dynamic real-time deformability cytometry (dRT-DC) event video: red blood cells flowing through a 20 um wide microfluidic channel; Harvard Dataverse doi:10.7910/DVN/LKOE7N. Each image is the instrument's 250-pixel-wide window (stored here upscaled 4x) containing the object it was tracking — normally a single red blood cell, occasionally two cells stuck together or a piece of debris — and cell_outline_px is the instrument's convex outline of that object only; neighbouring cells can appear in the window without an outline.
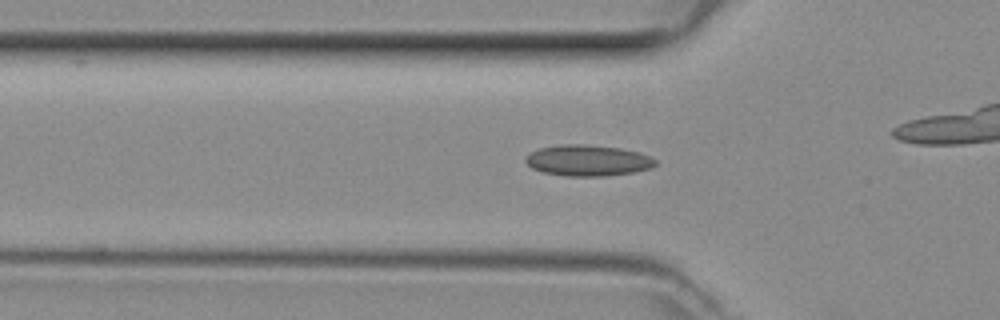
{"species": "common noctule bat (a hibernating species)", "species_latin": "Nyctalus noctula", "temperature_condition": "room temperature", "stored_images_in_passage": 14, "camera_frame_rate_fps": 3000, "um_per_image_px": 0.085, "animal": {"sex": "female", "body_mass_g": 29.2, "forearm_length_mm": 56.3}, "frame": {"image": 1, "passage_image": 6, "time_ms": 1.667, "image_size_px": [1000, 320], "cell_outline_px": [[656, 164], [652, 168], [632, 172], [604, 176], [568, 176], [544, 172], [532, 168], [524, 160], [532, 152], [540, 148], [560, 144], [584, 144], [620, 148], [640, 152], [656, 160]], "centroid_in_image_um": [49.98, 13.63], "position_along_channel_um": 75.8, "area_um2": 23.29}}
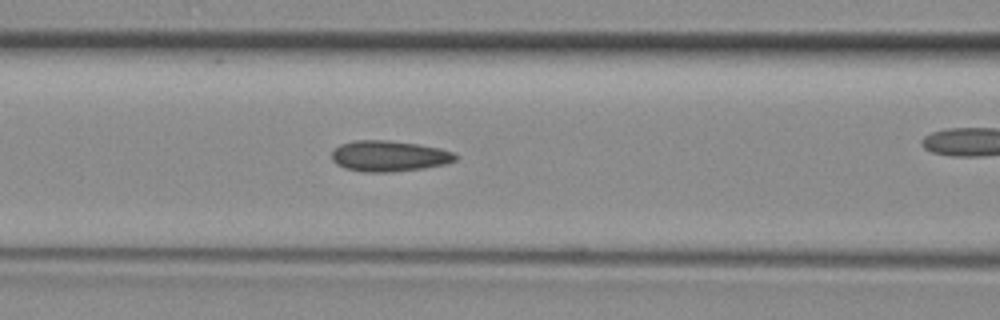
{"frame": {"image": 2, "passage_image": 10, "time_ms": 3.0, "image_size_px": [1000, 320], "cell_outline_px": [[456, 160], [444, 164], [424, 168], [392, 172], [364, 172], [344, 168], [336, 164], [332, 160], [332, 152], [340, 144], [352, 140], [388, 140], [416, 144], [440, 148], [452, 152], [456, 156]], "centroid_in_image_um": [33.03, 13.26], "position_along_channel_um": 133.6, "area_um2": 22.2}}
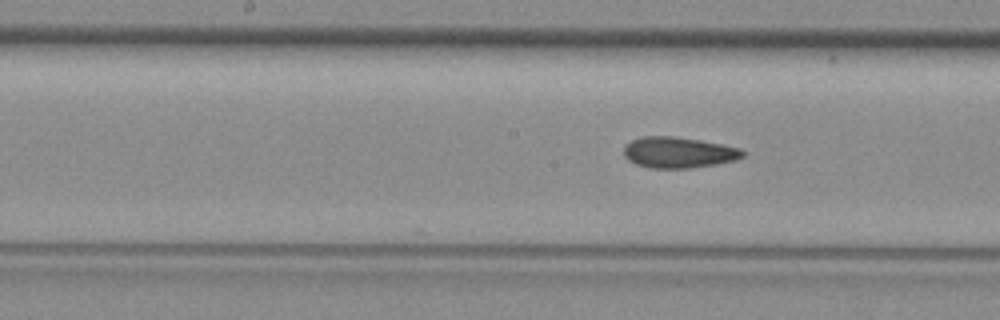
{"frame": {"image": 3, "passage_image": 14, "time_ms": 4.333, "image_size_px": [1000, 320], "cell_outline_px": [[744, 156], [736, 160], [716, 164], [692, 168], [652, 168], [636, 164], [628, 160], [624, 156], [624, 144], [632, 140], [644, 136], [672, 136], [700, 140], [740, 148], [744, 152]], "centroid_in_image_um": [57.65, 12.96], "position_along_channel_um": 190.5, "area_um2": 21.44}}